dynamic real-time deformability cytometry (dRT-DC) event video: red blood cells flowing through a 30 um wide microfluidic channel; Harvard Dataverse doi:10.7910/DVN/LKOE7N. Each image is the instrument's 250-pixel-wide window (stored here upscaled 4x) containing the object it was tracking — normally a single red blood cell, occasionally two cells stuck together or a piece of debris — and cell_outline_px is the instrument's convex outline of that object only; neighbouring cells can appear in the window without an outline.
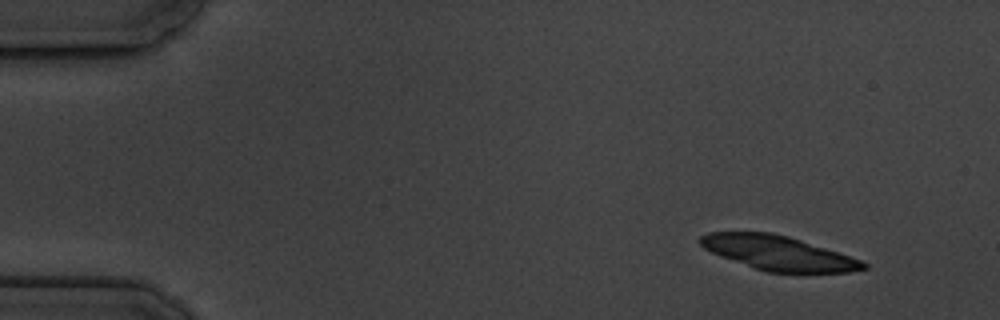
{"species": "common noctule bat (a hibernating species)", "species_latin": "Nyctalus noctula", "temperature_condition": "cold", "stored_images_in_passage": 7, "camera_frame_rate_fps": 3000, "um_per_image_px": 0.085, "animal": {"sex": "male", "body_mass_g": 19.5, "forearm_length_mm": 54.6}, "frame": {"image": 1, "passage_image": 1, "time_ms": 0.0, "image_size_px": [1000, 320], "cell_outline_px": [[868, 268], [848, 272], [768, 272], [720, 256], [704, 248], [696, 240], [700, 236], [708, 232], [772, 232], [788, 236], [860, 260], [868, 264]], "centroid_in_image_um": [66.09, 21.49], "position_along_channel_um": 18.9, "area_um2": 32.14}}
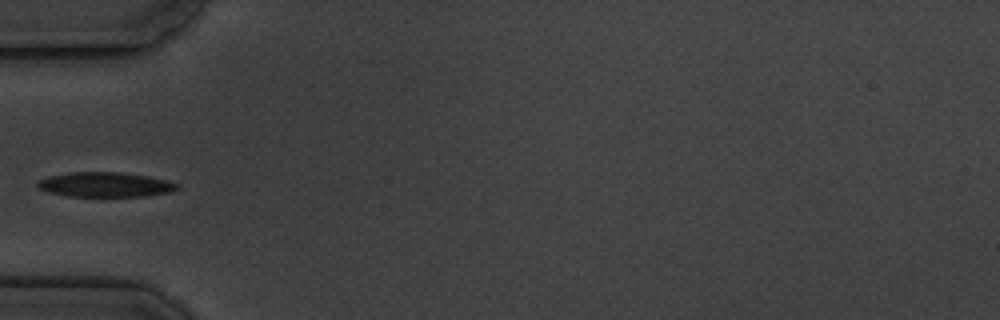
{"frame": {"image": 2, "passage_image": 5, "time_ms": 4.667, "image_size_px": [1000, 320], "cell_outline_px": [[180, 188], [172, 192], [148, 196], [68, 196], [48, 192], [40, 188], [36, 184], [40, 180], [52, 176], [68, 172], [120, 172], [148, 176], [168, 180], [180, 184]], "centroid_in_image_um": [9.03, 15.69], "position_along_channel_um": 76.0, "area_um2": 20.17}}